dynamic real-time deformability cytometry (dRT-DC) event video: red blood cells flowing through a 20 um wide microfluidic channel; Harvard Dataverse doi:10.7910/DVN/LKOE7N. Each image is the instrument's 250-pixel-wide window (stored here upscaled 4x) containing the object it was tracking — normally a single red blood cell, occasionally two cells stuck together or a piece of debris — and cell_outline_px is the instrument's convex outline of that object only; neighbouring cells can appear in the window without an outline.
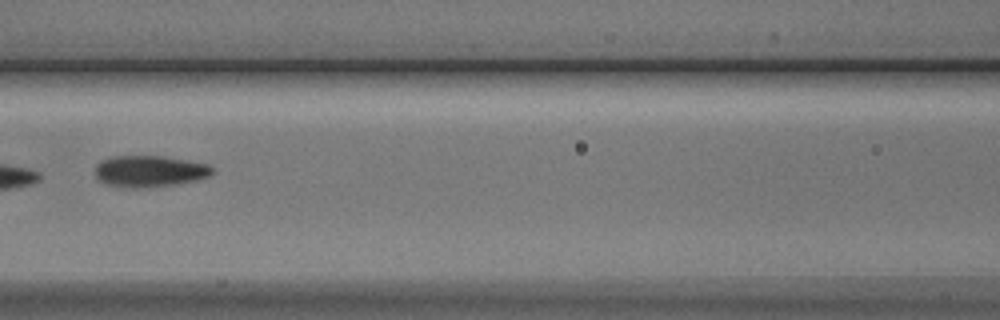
{"species": "Egyptian fruit bat (a non-hibernating species)", "species_latin": "Rousettus aegyptiacus", "temperature_condition": "cold", "stored_images_in_passage": 10, "camera_frame_rate_fps": 3000, "um_per_image_px": 0.085, "animal": {"sex": "male"}, "frame": {"image": 1, "passage_image": 7, "time_ms": 8.0, "image_size_px": [1000, 320], "cell_outline_px": [[216, 172], [200, 180], [176, 184], [136, 188], [128, 188], [104, 184], [96, 180], [96, 164], [100, 160], [112, 156], [164, 156], [208, 164]], "centroid_in_image_um": [12.69, 14.56], "position_along_channel_um": 153.9, "area_um2": 21.73}}
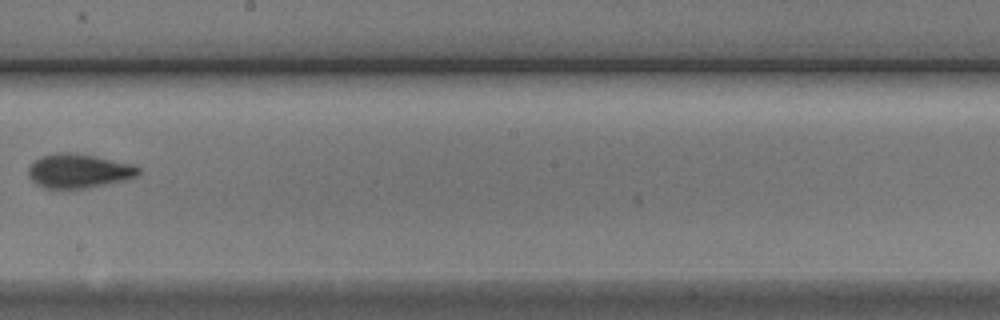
{"frame": {"image": 2, "passage_image": 9, "time_ms": 10.333, "image_size_px": [1000, 320], "cell_outline_px": [[140, 172], [136, 176], [128, 180], [88, 188], [44, 188], [36, 184], [28, 176], [28, 168], [36, 160], [44, 156], [56, 152], [68, 152], [96, 156], [132, 164], [140, 168]], "centroid_in_image_um": [6.71, 14.54], "position_along_channel_um": 241.5, "area_um2": 21.91}}
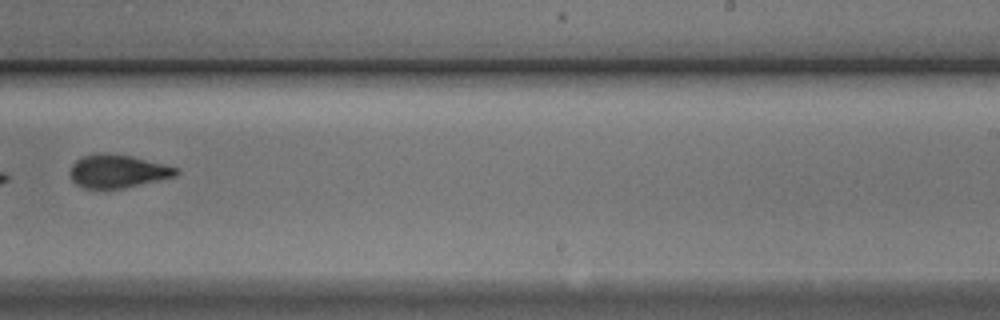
{"frame": {"image": 3, "passage_image": 10, "time_ms": 11.333, "image_size_px": [1000, 320], "cell_outline_px": [[180, 172], [176, 176], [120, 188], [96, 192], [84, 188], [76, 184], [72, 180], [68, 172], [72, 164], [76, 160], [84, 156], [104, 152], [132, 156], [176, 168]], "centroid_in_image_um": [9.9, 14.58], "position_along_channel_um": 279.1, "area_um2": 20.69}}